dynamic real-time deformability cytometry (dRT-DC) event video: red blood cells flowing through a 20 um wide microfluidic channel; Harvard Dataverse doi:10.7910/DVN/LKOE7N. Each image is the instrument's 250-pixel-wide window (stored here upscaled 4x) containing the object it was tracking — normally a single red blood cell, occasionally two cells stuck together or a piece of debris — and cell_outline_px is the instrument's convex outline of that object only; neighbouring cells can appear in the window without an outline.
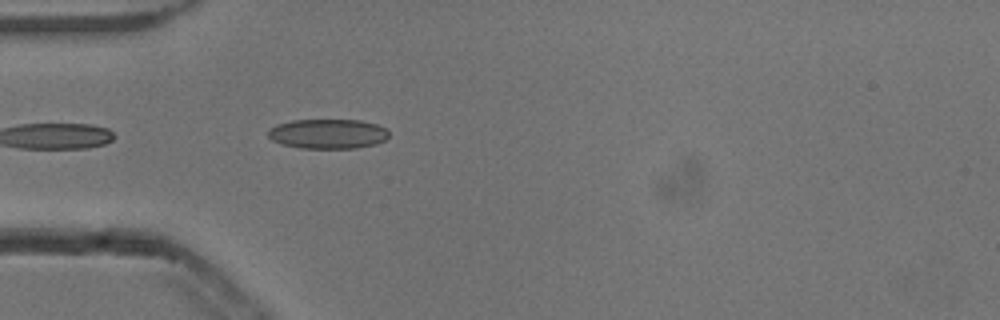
{"species": "common noctule bat (a hibernating species)", "species_latin": "Nyctalus noctula", "temperature_condition": "cold", "stored_images_in_passage": 11, "camera_frame_rate_fps": 3000, "um_per_image_px": 0.085, "animal": {"sex": "male", "body_mass_g": 13.3}, "frame": {"image": 1, "passage_image": 2, "time_ms": 0.333, "image_size_px": [1000, 320], "cell_outline_px": [[388, 136], [384, 140], [376, 144], [356, 148], [300, 148], [284, 144], [272, 140], [268, 136], [268, 128], [276, 124], [292, 120], [360, 120], [376, 124], [384, 128], [388, 132]], "centroid_in_image_um": [27.84, 11.37], "position_along_channel_um": 57.2, "area_um2": 20.87}}